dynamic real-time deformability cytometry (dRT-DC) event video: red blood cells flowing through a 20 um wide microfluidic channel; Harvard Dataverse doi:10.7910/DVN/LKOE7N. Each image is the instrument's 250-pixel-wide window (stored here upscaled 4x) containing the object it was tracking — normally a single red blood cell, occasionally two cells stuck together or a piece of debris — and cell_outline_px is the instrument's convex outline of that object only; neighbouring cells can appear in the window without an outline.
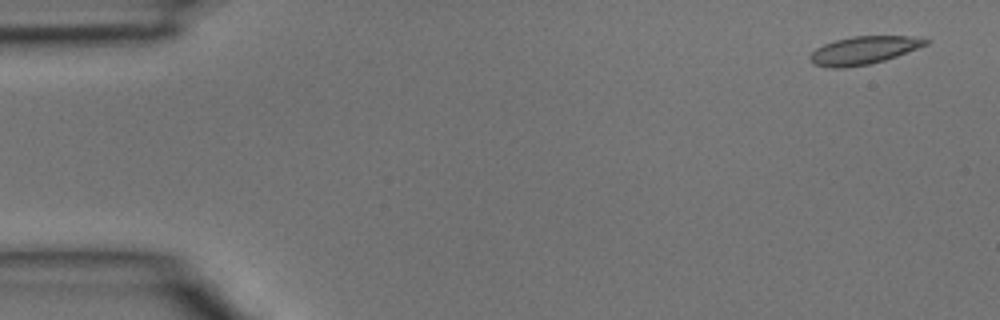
{"species": "common noctule bat (a hibernating species)", "species_latin": "Nyctalus noctula", "temperature_condition": "room temperature", "stored_images_in_passage": 4, "camera_frame_rate_fps": 3000, "um_per_image_px": 0.085, "animal": {"sex": "male", "body_mass_g": 15.6}, "frame": {"image": 1, "passage_image": 1, "time_ms": 0.0, "image_size_px": [1000, 320], "cell_outline_px": [[932, 40], [928, 44], [896, 56], [884, 60], [868, 64], [844, 68], [828, 68], [812, 64], [808, 56], [816, 48], [824, 44], [836, 40], [852, 36], [908, 36]], "centroid_in_image_um": [73.37, 4.28], "position_along_channel_um": 11.6, "area_um2": 18.79}}
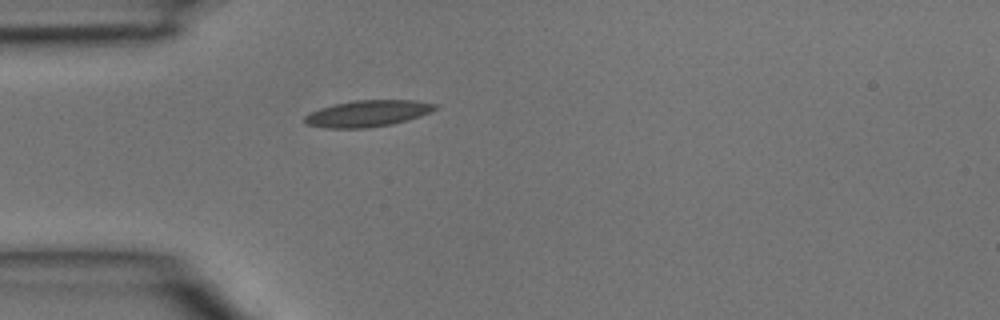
{"frame": {"image": 2, "passage_image": 4, "time_ms": 1.0, "image_size_px": [1000, 320], "cell_outline_px": [[436, 108], [420, 116], [408, 120], [392, 124], [368, 128], [324, 128], [308, 124], [304, 120], [304, 116], [308, 112], [320, 108], [336, 104], [356, 100], [416, 100], [436, 104]], "centroid_in_image_um": [31.22, 9.65], "position_along_channel_um": 53.8, "area_um2": 20.0}}